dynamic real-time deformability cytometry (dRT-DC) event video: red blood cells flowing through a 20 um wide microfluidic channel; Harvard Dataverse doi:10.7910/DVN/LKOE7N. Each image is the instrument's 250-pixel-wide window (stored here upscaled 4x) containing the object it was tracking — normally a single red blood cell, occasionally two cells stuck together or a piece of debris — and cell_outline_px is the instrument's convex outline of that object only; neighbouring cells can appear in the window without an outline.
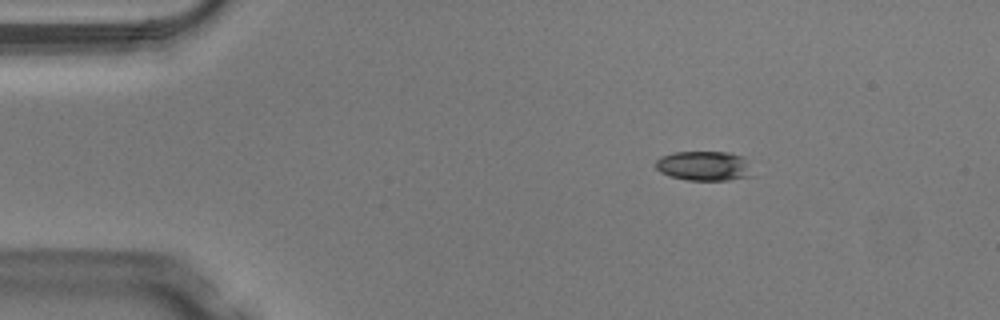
{"species": "Egyptian fruit bat (a non-hibernating species)", "species_latin": "Rousettus aegyptiacus", "temperature_condition": "warm", "stored_images_in_passage": 42, "camera_frame_rate_fps": 3000, "um_per_image_px": 0.085, "animal": {"sex": "male"}, "frame": {"image": 1, "passage_image": 1, "time_ms": 0.0, "image_size_px": [1000, 320], "cell_outline_px": [[752, 176], [728, 180], [688, 180], [672, 176], [660, 172], [656, 168], [656, 160], [660, 156], [672, 152], [728, 152], [740, 156]], "centroid_in_image_um": [59.75, 14.1], "position_along_channel_um": 25.3, "area_um2": 16.3}}
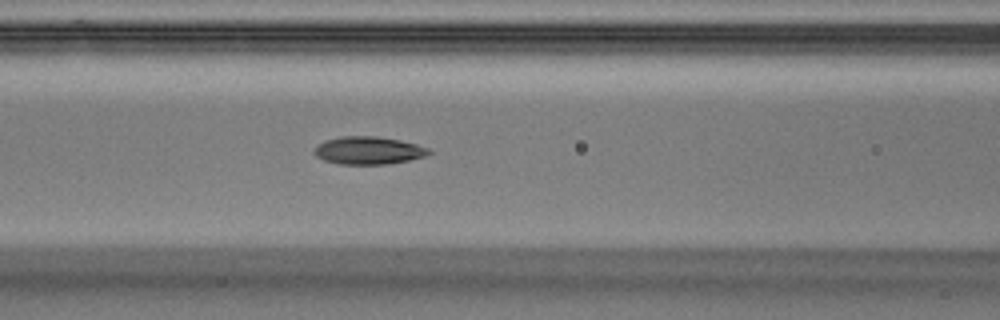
{"frame": {"image": 2, "passage_image": 14, "time_ms": 4.333, "image_size_px": [1000, 320], "cell_outline_px": [[432, 152], [424, 156], [408, 160], [384, 164], [340, 164], [324, 160], [316, 156], [312, 152], [316, 144], [324, 140], [340, 136], [376, 136], [400, 140], [416, 144], [428, 148]], "centroid_in_image_um": [31.25, 12.78], "position_along_channel_um": 135.3, "area_um2": 18.55}}
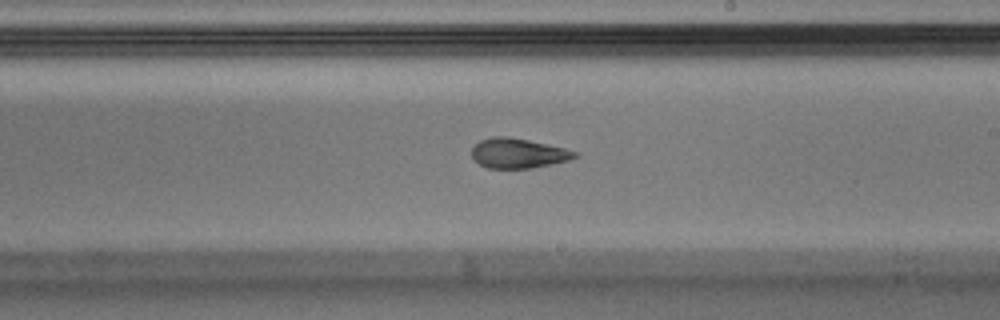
{"frame": {"image": 3, "passage_image": 22, "time_ms": 7.0, "image_size_px": [1000, 320], "cell_outline_px": [[580, 156], [568, 160], [552, 164], [532, 168], [488, 168], [480, 164], [472, 156], [472, 148], [480, 140], [492, 136], [508, 136], [528, 140], [564, 148], [580, 152]], "centroid_in_image_um": [44.07, 13.02], "position_along_channel_um": 244.9, "area_um2": 17.92}, "authors_computed_cell_mechanics": {"area_um2": 18.496, "velocity_mm_per_s": 4.1213, "shape_relaxation_time_tau1_ms": 7.0574, "shape_relaxation_time_tau2_ms": 2.1069, "deformation_change_tau1": 0.2197, "deformation_change_tau2": 0.1087}}